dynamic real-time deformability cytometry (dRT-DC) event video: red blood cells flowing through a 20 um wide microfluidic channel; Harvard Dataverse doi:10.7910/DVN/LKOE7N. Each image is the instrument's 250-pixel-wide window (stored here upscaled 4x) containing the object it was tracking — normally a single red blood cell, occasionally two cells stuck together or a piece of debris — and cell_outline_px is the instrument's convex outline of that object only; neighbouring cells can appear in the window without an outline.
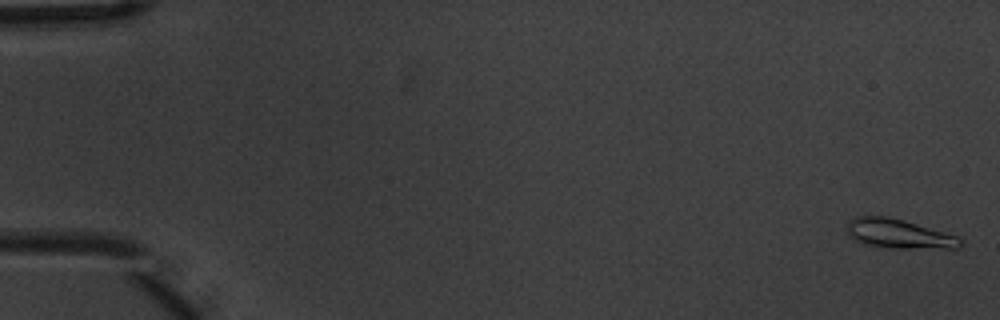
{"species": "common noctule bat (a hibernating species)", "species_latin": "Nyctalus noctula", "temperature_condition": "warm", "stored_images_in_passage": 6, "camera_frame_rate_fps": 3000, "um_per_image_px": 0.085, "animal": {"sex": "male", "body_mass_g": 20.1, "forearm_length_mm": 53.5}, "frame": {"image": 1, "passage_image": 1, "time_ms": 0.0, "image_size_px": [1000, 320], "cell_outline_px": [[964, 244], [956, 248], [888, 248], [860, 244], [848, 232], [848, 220], [856, 216], [888, 216], [904, 220], [956, 236], [964, 240]], "centroid_in_image_um": [76.39, 19.88], "position_along_channel_um": 8.6, "area_um2": 19.31}}